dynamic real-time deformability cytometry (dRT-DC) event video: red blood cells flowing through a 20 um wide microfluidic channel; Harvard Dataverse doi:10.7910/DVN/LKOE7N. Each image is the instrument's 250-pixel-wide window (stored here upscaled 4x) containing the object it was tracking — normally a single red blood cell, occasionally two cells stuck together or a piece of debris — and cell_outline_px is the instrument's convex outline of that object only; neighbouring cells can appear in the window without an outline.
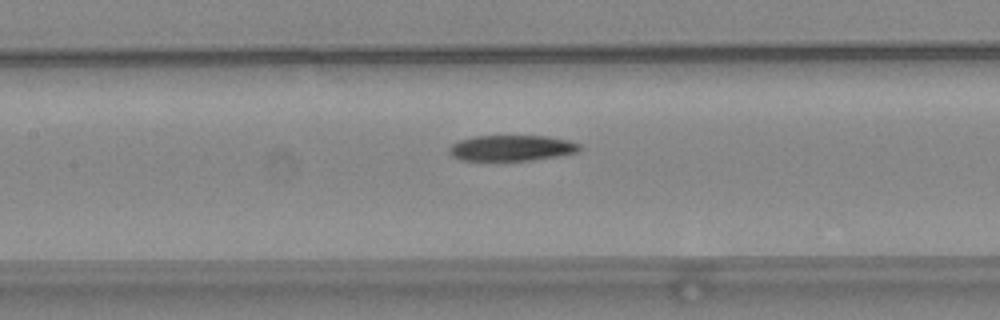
{"species": "common noctule bat (a hibernating species)", "species_latin": "Nyctalus noctula", "temperature_condition": "warm", "stored_images_in_passage": 36, "camera_frame_rate_fps": 3000, "um_per_image_px": 0.085, "animal": {"sex": "female", "body_mass_g": 24.6, "forearm_length_mm": 56.2}, "frame": {"image": 1, "passage_image": 9, "time_ms": 2.667, "image_size_px": [1000, 320], "cell_outline_px": [[580, 148], [576, 152], [560, 156], [532, 160], [460, 160], [452, 156], [448, 152], [448, 148], [452, 144], [460, 140], [476, 136], [548, 136], [568, 140], [580, 144]], "centroid_in_image_um": [43.48, 12.58], "position_along_channel_um": 163.9, "area_um2": 19.54}}
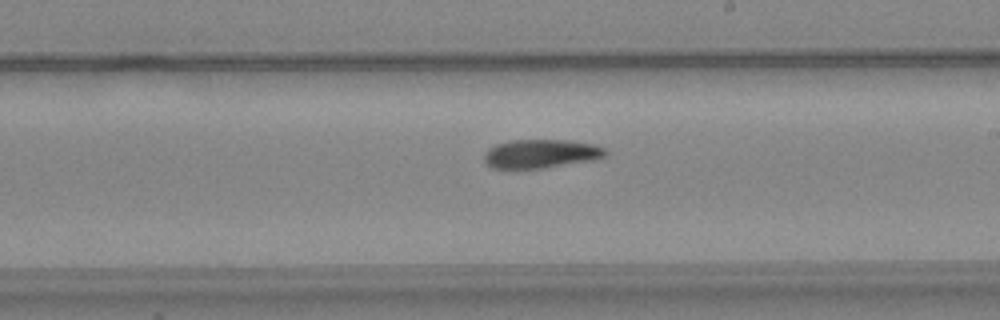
{"frame": {"image": 2, "passage_image": 15, "time_ms": 4.667, "image_size_px": [1000, 320], "cell_outline_px": [[608, 156], [596, 160], [544, 168], [492, 168], [484, 160], [484, 152], [488, 148], [496, 144], [512, 140], [564, 140], [592, 144], [604, 148], [608, 152]], "centroid_in_image_um": [46.0, 13.07], "position_along_channel_um": 243.0, "area_um2": 20.4}}
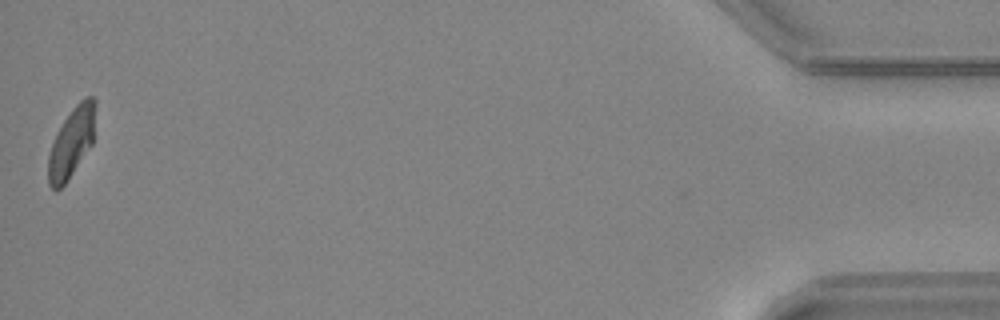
{"frame": {"image": 3, "passage_image": 36, "time_ms": 11.667, "image_size_px": [1000, 320], "cell_outline_px": [[96, 104], [92, 144], [64, 184], [56, 192], [48, 184], [48, 156], [56, 132], [72, 108], [84, 96], [92, 96], [96, 100]], "centroid_in_image_um": [6.07, 12.07], "position_along_channel_um": 429.1, "area_um2": 19.07}}